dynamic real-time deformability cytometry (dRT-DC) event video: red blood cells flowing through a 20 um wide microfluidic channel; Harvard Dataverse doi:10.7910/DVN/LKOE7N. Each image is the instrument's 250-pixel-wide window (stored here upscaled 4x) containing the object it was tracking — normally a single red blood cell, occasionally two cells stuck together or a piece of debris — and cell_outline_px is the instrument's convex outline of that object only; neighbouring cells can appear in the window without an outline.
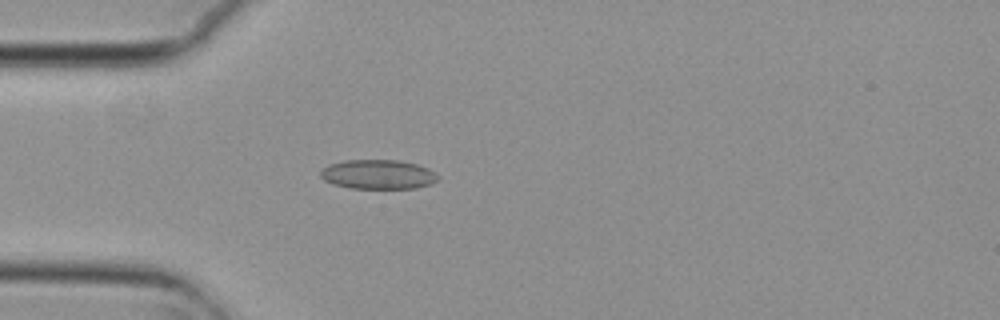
{"species": "common noctule bat (a hibernating species)", "species_latin": "Nyctalus noctula", "temperature_condition": "cold", "stored_images_in_passage": 42, "camera_frame_rate_fps": 3000, "um_per_image_px": 0.085, "animal": {"sex": "female", "body_mass_g": 29.2, "forearm_length_mm": 56.3}, "frame": {"image": 1, "passage_image": 3, "time_ms": 0.667, "image_size_px": [1000, 320], "cell_outline_px": [[440, 180], [432, 184], [416, 188], [348, 188], [332, 184], [324, 180], [320, 176], [320, 172], [328, 164], [344, 160], [400, 160], [416, 164], [428, 168], [440, 176]], "centroid_in_image_um": [32.16, 14.82], "position_along_channel_um": 52.8, "area_um2": 20.35}}
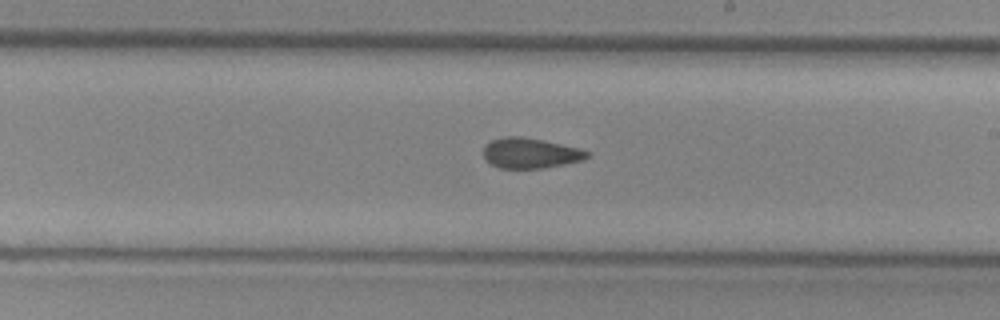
{"frame": {"image": 2, "passage_image": 19, "time_ms": 6.0, "image_size_px": [1000, 320], "cell_outline_px": [[592, 156], [584, 160], [544, 168], [500, 168], [484, 160], [484, 144], [492, 140], [508, 136], [520, 136], [544, 140], [580, 148], [588, 152]], "centroid_in_image_um": [45.1, 13.01], "position_along_channel_um": 243.9, "area_um2": 18.44}}
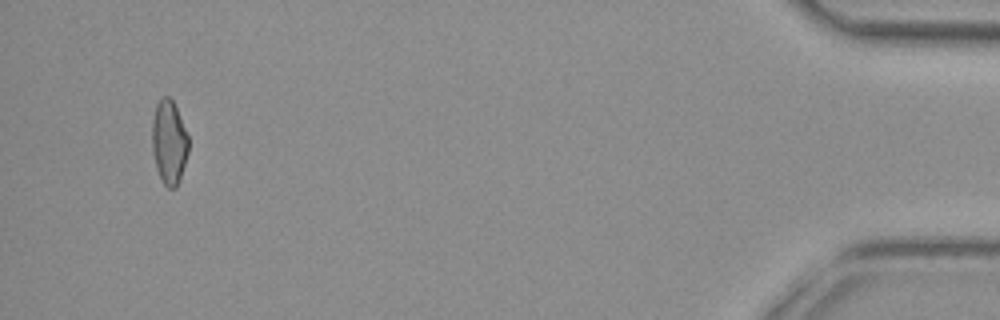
{"frame": {"image": 3, "passage_image": 40, "time_ms": 13.0, "image_size_px": [1000, 320], "cell_outline_px": [[188, 152], [180, 180], [176, 188], [168, 188], [164, 184], [156, 168], [152, 152], [152, 120], [156, 104], [164, 96], [168, 96], [172, 100], [176, 108], [188, 136]], "centroid_in_image_um": [14.36, 12.11], "position_along_channel_um": 420.8, "area_um2": 17.74}, "authors_computed_cell_mechanics": {"area_um2": 18.6116, "velocity_mm_per_s": 3.7221, "shape_relaxation_time_tau1_ms": null, "shape_relaxation_time_tau2_ms": 3.7775, "deformation_change_tau1": null, "deformation_change_tau2": 0.0886}}